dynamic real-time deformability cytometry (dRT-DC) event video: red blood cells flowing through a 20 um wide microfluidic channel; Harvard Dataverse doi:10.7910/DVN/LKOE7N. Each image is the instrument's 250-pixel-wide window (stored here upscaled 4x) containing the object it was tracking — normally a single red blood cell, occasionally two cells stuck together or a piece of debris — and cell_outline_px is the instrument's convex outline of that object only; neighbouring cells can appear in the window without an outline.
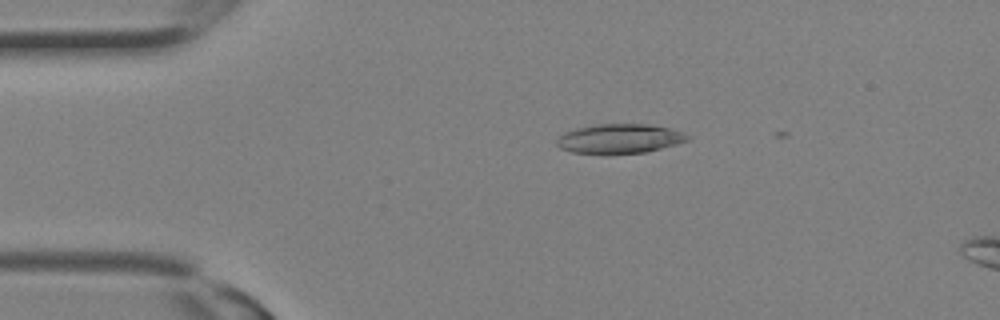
{"species": "Egyptian fruit bat (a non-hibernating species)", "species_latin": "Rousettus aegyptiacus", "temperature_condition": "room temperature", "stored_images_in_passage": 3, "camera_frame_rate_fps": 3000, "um_per_image_px": 0.085, "animal": {"sex": "female"}, "frame": {"image": 1, "passage_image": 1, "time_ms": 0.0, "image_size_px": [1000, 320], "cell_outline_px": [[688, 140], [676, 144], [648, 152], [572, 152], [560, 148], [556, 144], [556, 140], [564, 132], [576, 128], [596, 124], [648, 124], [668, 128], [684, 132], [688, 136]], "centroid_in_image_um": [52.66, 11.76], "position_along_channel_um": 32.3, "area_um2": 21.91}}